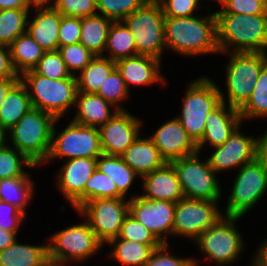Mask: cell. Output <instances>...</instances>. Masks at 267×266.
I'll return each mask as SVG.
<instances>
[{
	"instance_id": "cell-1",
	"label": "cell",
	"mask_w": 267,
	"mask_h": 266,
	"mask_svg": "<svg viewBox=\"0 0 267 266\" xmlns=\"http://www.w3.org/2000/svg\"><path fill=\"white\" fill-rule=\"evenodd\" d=\"M165 45L185 55L219 52L215 13L205 18L165 17Z\"/></svg>"
},
{
	"instance_id": "cell-2",
	"label": "cell",
	"mask_w": 267,
	"mask_h": 266,
	"mask_svg": "<svg viewBox=\"0 0 267 266\" xmlns=\"http://www.w3.org/2000/svg\"><path fill=\"white\" fill-rule=\"evenodd\" d=\"M215 15L219 52H226L231 44L235 47L233 52L266 53V14L215 13Z\"/></svg>"
},
{
	"instance_id": "cell-3",
	"label": "cell",
	"mask_w": 267,
	"mask_h": 266,
	"mask_svg": "<svg viewBox=\"0 0 267 266\" xmlns=\"http://www.w3.org/2000/svg\"><path fill=\"white\" fill-rule=\"evenodd\" d=\"M57 121L52 115L31 108L9 131L15 149L23 153L34 165L46 161Z\"/></svg>"
},
{
	"instance_id": "cell-4",
	"label": "cell",
	"mask_w": 267,
	"mask_h": 266,
	"mask_svg": "<svg viewBox=\"0 0 267 266\" xmlns=\"http://www.w3.org/2000/svg\"><path fill=\"white\" fill-rule=\"evenodd\" d=\"M21 75L23 76L20 81L33 90L32 94L28 93L32 107L52 115L57 120L76 101L78 88L74 72L69 78L58 80L37 74L33 69Z\"/></svg>"
},
{
	"instance_id": "cell-5",
	"label": "cell",
	"mask_w": 267,
	"mask_h": 266,
	"mask_svg": "<svg viewBox=\"0 0 267 266\" xmlns=\"http://www.w3.org/2000/svg\"><path fill=\"white\" fill-rule=\"evenodd\" d=\"M122 22L133 35L137 55L161 58L162 51L166 47L165 16L157 0H148Z\"/></svg>"
},
{
	"instance_id": "cell-6",
	"label": "cell",
	"mask_w": 267,
	"mask_h": 266,
	"mask_svg": "<svg viewBox=\"0 0 267 266\" xmlns=\"http://www.w3.org/2000/svg\"><path fill=\"white\" fill-rule=\"evenodd\" d=\"M177 120L197 144L203 137L208 114L225 102L219 88L209 79L200 78L190 84Z\"/></svg>"
},
{
	"instance_id": "cell-7",
	"label": "cell",
	"mask_w": 267,
	"mask_h": 266,
	"mask_svg": "<svg viewBox=\"0 0 267 266\" xmlns=\"http://www.w3.org/2000/svg\"><path fill=\"white\" fill-rule=\"evenodd\" d=\"M266 63L264 52H232L226 68L229 106L239 110L247 102Z\"/></svg>"
},
{
	"instance_id": "cell-8",
	"label": "cell",
	"mask_w": 267,
	"mask_h": 266,
	"mask_svg": "<svg viewBox=\"0 0 267 266\" xmlns=\"http://www.w3.org/2000/svg\"><path fill=\"white\" fill-rule=\"evenodd\" d=\"M52 244L47 245L48 260L63 266L70 258L84 261L95 254L102 246L88 222L71 226L51 237Z\"/></svg>"
},
{
	"instance_id": "cell-9",
	"label": "cell",
	"mask_w": 267,
	"mask_h": 266,
	"mask_svg": "<svg viewBox=\"0 0 267 266\" xmlns=\"http://www.w3.org/2000/svg\"><path fill=\"white\" fill-rule=\"evenodd\" d=\"M198 152L171 161L184 197L208 201L220 199V186L208 161L200 162Z\"/></svg>"
},
{
	"instance_id": "cell-10",
	"label": "cell",
	"mask_w": 267,
	"mask_h": 266,
	"mask_svg": "<svg viewBox=\"0 0 267 266\" xmlns=\"http://www.w3.org/2000/svg\"><path fill=\"white\" fill-rule=\"evenodd\" d=\"M55 133L53 126L51 147L46 161L56 157L97 159L103 154L97 127L80 125L72 121L57 138Z\"/></svg>"
},
{
	"instance_id": "cell-11",
	"label": "cell",
	"mask_w": 267,
	"mask_h": 266,
	"mask_svg": "<svg viewBox=\"0 0 267 266\" xmlns=\"http://www.w3.org/2000/svg\"><path fill=\"white\" fill-rule=\"evenodd\" d=\"M85 215L91 229L104 244L118 237L121 226L129 214V200L124 198L93 199L84 203L78 210Z\"/></svg>"
},
{
	"instance_id": "cell-12",
	"label": "cell",
	"mask_w": 267,
	"mask_h": 266,
	"mask_svg": "<svg viewBox=\"0 0 267 266\" xmlns=\"http://www.w3.org/2000/svg\"><path fill=\"white\" fill-rule=\"evenodd\" d=\"M238 216L221 217L212 227L197 239L200 249L217 264H230L238 257L243 248V241L234 227ZM226 219V220H225Z\"/></svg>"
},
{
	"instance_id": "cell-13",
	"label": "cell",
	"mask_w": 267,
	"mask_h": 266,
	"mask_svg": "<svg viewBox=\"0 0 267 266\" xmlns=\"http://www.w3.org/2000/svg\"><path fill=\"white\" fill-rule=\"evenodd\" d=\"M266 189L267 178L257 160L241 166L229 197L226 216L242 217L260 200Z\"/></svg>"
},
{
	"instance_id": "cell-14",
	"label": "cell",
	"mask_w": 267,
	"mask_h": 266,
	"mask_svg": "<svg viewBox=\"0 0 267 266\" xmlns=\"http://www.w3.org/2000/svg\"><path fill=\"white\" fill-rule=\"evenodd\" d=\"M216 202L186 197L176 202L173 233L197 239L223 217Z\"/></svg>"
},
{
	"instance_id": "cell-15",
	"label": "cell",
	"mask_w": 267,
	"mask_h": 266,
	"mask_svg": "<svg viewBox=\"0 0 267 266\" xmlns=\"http://www.w3.org/2000/svg\"><path fill=\"white\" fill-rule=\"evenodd\" d=\"M175 207L176 203L171 201L148 200L135 195L129 200V214L163 244H167V234H173Z\"/></svg>"
},
{
	"instance_id": "cell-16",
	"label": "cell",
	"mask_w": 267,
	"mask_h": 266,
	"mask_svg": "<svg viewBox=\"0 0 267 266\" xmlns=\"http://www.w3.org/2000/svg\"><path fill=\"white\" fill-rule=\"evenodd\" d=\"M140 121L125 110H118L98 127L103 154L120 156L139 136Z\"/></svg>"
},
{
	"instance_id": "cell-17",
	"label": "cell",
	"mask_w": 267,
	"mask_h": 266,
	"mask_svg": "<svg viewBox=\"0 0 267 266\" xmlns=\"http://www.w3.org/2000/svg\"><path fill=\"white\" fill-rule=\"evenodd\" d=\"M238 129L239 127L224 144L216 146L215 152L207 160L215 172L238 165L243 166L256 160L259 139L246 137Z\"/></svg>"
},
{
	"instance_id": "cell-18",
	"label": "cell",
	"mask_w": 267,
	"mask_h": 266,
	"mask_svg": "<svg viewBox=\"0 0 267 266\" xmlns=\"http://www.w3.org/2000/svg\"><path fill=\"white\" fill-rule=\"evenodd\" d=\"M59 175V187L71 205L78 210L85 203V186L97 167L96 158L68 159Z\"/></svg>"
},
{
	"instance_id": "cell-19",
	"label": "cell",
	"mask_w": 267,
	"mask_h": 266,
	"mask_svg": "<svg viewBox=\"0 0 267 266\" xmlns=\"http://www.w3.org/2000/svg\"><path fill=\"white\" fill-rule=\"evenodd\" d=\"M150 139L168 163L198 152L197 144L187 134L177 118L163 124L153 136H150Z\"/></svg>"
},
{
	"instance_id": "cell-20",
	"label": "cell",
	"mask_w": 267,
	"mask_h": 266,
	"mask_svg": "<svg viewBox=\"0 0 267 266\" xmlns=\"http://www.w3.org/2000/svg\"><path fill=\"white\" fill-rule=\"evenodd\" d=\"M225 102L211 111L206 120L202 139L197 143L198 153L202 146L209 141L211 146L216 147L224 144L242 121L238 109L228 106Z\"/></svg>"
},
{
	"instance_id": "cell-21",
	"label": "cell",
	"mask_w": 267,
	"mask_h": 266,
	"mask_svg": "<svg viewBox=\"0 0 267 266\" xmlns=\"http://www.w3.org/2000/svg\"><path fill=\"white\" fill-rule=\"evenodd\" d=\"M142 178L144 179L143 189L147 192L141 195L142 198L176 203L184 197L177 172L171 163L167 162L163 167Z\"/></svg>"
},
{
	"instance_id": "cell-22",
	"label": "cell",
	"mask_w": 267,
	"mask_h": 266,
	"mask_svg": "<svg viewBox=\"0 0 267 266\" xmlns=\"http://www.w3.org/2000/svg\"><path fill=\"white\" fill-rule=\"evenodd\" d=\"M37 9L38 13L26 31L46 52L57 51L62 14L52 6L37 5Z\"/></svg>"
},
{
	"instance_id": "cell-23",
	"label": "cell",
	"mask_w": 267,
	"mask_h": 266,
	"mask_svg": "<svg viewBox=\"0 0 267 266\" xmlns=\"http://www.w3.org/2000/svg\"><path fill=\"white\" fill-rule=\"evenodd\" d=\"M160 62V59L151 56L135 55L120 59L115 64L128 88L130 84L148 85L162 80Z\"/></svg>"
},
{
	"instance_id": "cell-24",
	"label": "cell",
	"mask_w": 267,
	"mask_h": 266,
	"mask_svg": "<svg viewBox=\"0 0 267 266\" xmlns=\"http://www.w3.org/2000/svg\"><path fill=\"white\" fill-rule=\"evenodd\" d=\"M120 156L141 177L167 163L150 137L149 139L137 137Z\"/></svg>"
},
{
	"instance_id": "cell-25",
	"label": "cell",
	"mask_w": 267,
	"mask_h": 266,
	"mask_svg": "<svg viewBox=\"0 0 267 266\" xmlns=\"http://www.w3.org/2000/svg\"><path fill=\"white\" fill-rule=\"evenodd\" d=\"M75 103L78 105V113L73 122L90 127L98 128L109 121L118 110H124L116 105L114 114H111L109 105L112 104L105 101L97 93L78 92Z\"/></svg>"
},
{
	"instance_id": "cell-26",
	"label": "cell",
	"mask_w": 267,
	"mask_h": 266,
	"mask_svg": "<svg viewBox=\"0 0 267 266\" xmlns=\"http://www.w3.org/2000/svg\"><path fill=\"white\" fill-rule=\"evenodd\" d=\"M28 86L19 81L7 94L0 107V125L10 130L31 109Z\"/></svg>"
},
{
	"instance_id": "cell-27",
	"label": "cell",
	"mask_w": 267,
	"mask_h": 266,
	"mask_svg": "<svg viewBox=\"0 0 267 266\" xmlns=\"http://www.w3.org/2000/svg\"><path fill=\"white\" fill-rule=\"evenodd\" d=\"M112 22V19L101 16L99 13L81 18L80 43L96 56L103 55Z\"/></svg>"
},
{
	"instance_id": "cell-28",
	"label": "cell",
	"mask_w": 267,
	"mask_h": 266,
	"mask_svg": "<svg viewBox=\"0 0 267 266\" xmlns=\"http://www.w3.org/2000/svg\"><path fill=\"white\" fill-rule=\"evenodd\" d=\"M47 261V245L31 246L15 241L0 251V266H43Z\"/></svg>"
},
{
	"instance_id": "cell-29",
	"label": "cell",
	"mask_w": 267,
	"mask_h": 266,
	"mask_svg": "<svg viewBox=\"0 0 267 266\" xmlns=\"http://www.w3.org/2000/svg\"><path fill=\"white\" fill-rule=\"evenodd\" d=\"M12 63L18 74L32 70L46 52L25 32L9 45Z\"/></svg>"
},
{
	"instance_id": "cell-30",
	"label": "cell",
	"mask_w": 267,
	"mask_h": 266,
	"mask_svg": "<svg viewBox=\"0 0 267 266\" xmlns=\"http://www.w3.org/2000/svg\"><path fill=\"white\" fill-rule=\"evenodd\" d=\"M115 68L116 64L111 59L103 57V55L95 56L80 72V77H76L78 92L97 93Z\"/></svg>"
},
{
	"instance_id": "cell-31",
	"label": "cell",
	"mask_w": 267,
	"mask_h": 266,
	"mask_svg": "<svg viewBox=\"0 0 267 266\" xmlns=\"http://www.w3.org/2000/svg\"><path fill=\"white\" fill-rule=\"evenodd\" d=\"M114 245L111 256L118 262L125 265L143 266L150 258L153 251L161 245H144L139 242H133L122 239L119 236L107 242Z\"/></svg>"
},
{
	"instance_id": "cell-32",
	"label": "cell",
	"mask_w": 267,
	"mask_h": 266,
	"mask_svg": "<svg viewBox=\"0 0 267 266\" xmlns=\"http://www.w3.org/2000/svg\"><path fill=\"white\" fill-rule=\"evenodd\" d=\"M101 158V159H100ZM101 173L107 174L116 184L118 192L124 197L138 174L131 169L121 156L102 154L97 158V167Z\"/></svg>"
},
{
	"instance_id": "cell-33",
	"label": "cell",
	"mask_w": 267,
	"mask_h": 266,
	"mask_svg": "<svg viewBox=\"0 0 267 266\" xmlns=\"http://www.w3.org/2000/svg\"><path fill=\"white\" fill-rule=\"evenodd\" d=\"M105 49L111 53L109 59L116 62L137 55L136 45L131 31L121 21H113L106 40Z\"/></svg>"
},
{
	"instance_id": "cell-34",
	"label": "cell",
	"mask_w": 267,
	"mask_h": 266,
	"mask_svg": "<svg viewBox=\"0 0 267 266\" xmlns=\"http://www.w3.org/2000/svg\"><path fill=\"white\" fill-rule=\"evenodd\" d=\"M33 182L29 175L0 180V200L16 206L25 214V207L32 197Z\"/></svg>"
},
{
	"instance_id": "cell-35",
	"label": "cell",
	"mask_w": 267,
	"mask_h": 266,
	"mask_svg": "<svg viewBox=\"0 0 267 266\" xmlns=\"http://www.w3.org/2000/svg\"><path fill=\"white\" fill-rule=\"evenodd\" d=\"M30 8L0 10V45L9 46L25 31Z\"/></svg>"
},
{
	"instance_id": "cell-36",
	"label": "cell",
	"mask_w": 267,
	"mask_h": 266,
	"mask_svg": "<svg viewBox=\"0 0 267 266\" xmlns=\"http://www.w3.org/2000/svg\"><path fill=\"white\" fill-rule=\"evenodd\" d=\"M238 111L242 119L267 116V63L259 73L250 98Z\"/></svg>"
},
{
	"instance_id": "cell-37",
	"label": "cell",
	"mask_w": 267,
	"mask_h": 266,
	"mask_svg": "<svg viewBox=\"0 0 267 266\" xmlns=\"http://www.w3.org/2000/svg\"><path fill=\"white\" fill-rule=\"evenodd\" d=\"M124 198L119 192L115 182L97 168L88 179L85 186V203L93 199Z\"/></svg>"
},
{
	"instance_id": "cell-38",
	"label": "cell",
	"mask_w": 267,
	"mask_h": 266,
	"mask_svg": "<svg viewBox=\"0 0 267 266\" xmlns=\"http://www.w3.org/2000/svg\"><path fill=\"white\" fill-rule=\"evenodd\" d=\"M16 150V151H15ZM22 162L28 168L36 167L23 153L15 148L5 146L0 149V180L6 178L23 177L26 173L22 169Z\"/></svg>"
},
{
	"instance_id": "cell-39",
	"label": "cell",
	"mask_w": 267,
	"mask_h": 266,
	"mask_svg": "<svg viewBox=\"0 0 267 266\" xmlns=\"http://www.w3.org/2000/svg\"><path fill=\"white\" fill-rule=\"evenodd\" d=\"M148 0H96L97 10L113 21H122Z\"/></svg>"
},
{
	"instance_id": "cell-40",
	"label": "cell",
	"mask_w": 267,
	"mask_h": 266,
	"mask_svg": "<svg viewBox=\"0 0 267 266\" xmlns=\"http://www.w3.org/2000/svg\"><path fill=\"white\" fill-rule=\"evenodd\" d=\"M33 70L37 74L55 80L69 78L72 75L58 50L45 52Z\"/></svg>"
},
{
	"instance_id": "cell-41",
	"label": "cell",
	"mask_w": 267,
	"mask_h": 266,
	"mask_svg": "<svg viewBox=\"0 0 267 266\" xmlns=\"http://www.w3.org/2000/svg\"><path fill=\"white\" fill-rule=\"evenodd\" d=\"M119 237L144 245H162L146 227L128 214L121 226Z\"/></svg>"
},
{
	"instance_id": "cell-42",
	"label": "cell",
	"mask_w": 267,
	"mask_h": 266,
	"mask_svg": "<svg viewBox=\"0 0 267 266\" xmlns=\"http://www.w3.org/2000/svg\"><path fill=\"white\" fill-rule=\"evenodd\" d=\"M97 94L113 106L128 97L129 88L126 87L117 68L105 79V82L100 86Z\"/></svg>"
},
{
	"instance_id": "cell-43",
	"label": "cell",
	"mask_w": 267,
	"mask_h": 266,
	"mask_svg": "<svg viewBox=\"0 0 267 266\" xmlns=\"http://www.w3.org/2000/svg\"><path fill=\"white\" fill-rule=\"evenodd\" d=\"M58 51L69 72L72 69L82 71L96 56L81 43L59 46Z\"/></svg>"
},
{
	"instance_id": "cell-44",
	"label": "cell",
	"mask_w": 267,
	"mask_h": 266,
	"mask_svg": "<svg viewBox=\"0 0 267 266\" xmlns=\"http://www.w3.org/2000/svg\"><path fill=\"white\" fill-rule=\"evenodd\" d=\"M52 7L62 16L88 17L98 14L96 0H56Z\"/></svg>"
},
{
	"instance_id": "cell-45",
	"label": "cell",
	"mask_w": 267,
	"mask_h": 266,
	"mask_svg": "<svg viewBox=\"0 0 267 266\" xmlns=\"http://www.w3.org/2000/svg\"><path fill=\"white\" fill-rule=\"evenodd\" d=\"M223 8L215 13L265 14L264 0H219Z\"/></svg>"
},
{
	"instance_id": "cell-46",
	"label": "cell",
	"mask_w": 267,
	"mask_h": 266,
	"mask_svg": "<svg viewBox=\"0 0 267 266\" xmlns=\"http://www.w3.org/2000/svg\"><path fill=\"white\" fill-rule=\"evenodd\" d=\"M165 17H192L199 0H157Z\"/></svg>"
},
{
	"instance_id": "cell-47",
	"label": "cell",
	"mask_w": 267,
	"mask_h": 266,
	"mask_svg": "<svg viewBox=\"0 0 267 266\" xmlns=\"http://www.w3.org/2000/svg\"><path fill=\"white\" fill-rule=\"evenodd\" d=\"M81 18L62 16L59 27V46L80 43Z\"/></svg>"
},
{
	"instance_id": "cell-48",
	"label": "cell",
	"mask_w": 267,
	"mask_h": 266,
	"mask_svg": "<svg viewBox=\"0 0 267 266\" xmlns=\"http://www.w3.org/2000/svg\"><path fill=\"white\" fill-rule=\"evenodd\" d=\"M167 247L168 243L155 249L143 266H196V260L172 257L166 252Z\"/></svg>"
},
{
	"instance_id": "cell-49",
	"label": "cell",
	"mask_w": 267,
	"mask_h": 266,
	"mask_svg": "<svg viewBox=\"0 0 267 266\" xmlns=\"http://www.w3.org/2000/svg\"><path fill=\"white\" fill-rule=\"evenodd\" d=\"M6 214L8 215L6 216ZM24 217L25 214L19 208L0 200V229L18 232L19 225Z\"/></svg>"
},
{
	"instance_id": "cell-50",
	"label": "cell",
	"mask_w": 267,
	"mask_h": 266,
	"mask_svg": "<svg viewBox=\"0 0 267 266\" xmlns=\"http://www.w3.org/2000/svg\"><path fill=\"white\" fill-rule=\"evenodd\" d=\"M9 46L0 45V78H20L14 65L12 63V57Z\"/></svg>"
},
{
	"instance_id": "cell-51",
	"label": "cell",
	"mask_w": 267,
	"mask_h": 266,
	"mask_svg": "<svg viewBox=\"0 0 267 266\" xmlns=\"http://www.w3.org/2000/svg\"><path fill=\"white\" fill-rule=\"evenodd\" d=\"M256 160L261 164L263 172L267 178V135L264 134L259 138L257 145V155Z\"/></svg>"
},
{
	"instance_id": "cell-52",
	"label": "cell",
	"mask_w": 267,
	"mask_h": 266,
	"mask_svg": "<svg viewBox=\"0 0 267 266\" xmlns=\"http://www.w3.org/2000/svg\"><path fill=\"white\" fill-rule=\"evenodd\" d=\"M21 78H0V107L10 90Z\"/></svg>"
},
{
	"instance_id": "cell-53",
	"label": "cell",
	"mask_w": 267,
	"mask_h": 266,
	"mask_svg": "<svg viewBox=\"0 0 267 266\" xmlns=\"http://www.w3.org/2000/svg\"><path fill=\"white\" fill-rule=\"evenodd\" d=\"M34 3L32 0H0L1 9L30 8Z\"/></svg>"
},
{
	"instance_id": "cell-54",
	"label": "cell",
	"mask_w": 267,
	"mask_h": 266,
	"mask_svg": "<svg viewBox=\"0 0 267 266\" xmlns=\"http://www.w3.org/2000/svg\"><path fill=\"white\" fill-rule=\"evenodd\" d=\"M17 232L0 229V251L8 248L16 241Z\"/></svg>"
},
{
	"instance_id": "cell-55",
	"label": "cell",
	"mask_w": 267,
	"mask_h": 266,
	"mask_svg": "<svg viewBox=\"0 0 267 266\" xmlns=\"http://www.w3.org/2000/svg\"><path fill=\"white\" fill-rule=\"evenodd\" d=\"M255 257L253 266H267V240L261 245Z\"/></svg>"
},
{
	"instance_id": "cell-56",
	"label": "cell",
	"mask_w": 267,
	"mask_h": 266,
	"mask_svg": "<svg viewBox=\"0 0 267 266\" xmlns=\"http://www.w3.org/2000/svg\"><path fill=\"white\" fill-rule=\"evenodd\" d=\"M6 132L7 130L0 125V149L7 146L5 145Z\"/></svg>"
},
{
	"instance_id": "cell-57",
	"label": "cell",
	"mask_w": 267,
	"mask_h": 266,
	"mask_svg": "<svg viewBox=\"0 0 267 266\" xmlns=\"http://www.w3.org/2000/svg\"><path fill=\"white\" fill-rule=\"evenodd\" d=\"M33 1V3H34V5H35V7L37 6V5H45L46 6V2L48 3V1H50V0H32Z\"/></svg>"
},
{
	"instance_id": "cell-58",
	"label": "cell",
	"mask_w": 267,
	"mask_h": 266,
	"mask_svg": "<svg viewBox=\"0 0 267 266\" xmlns=\"http://www.w3.org/2000/svg\"><path fill=\"white\" fill-rule=\"evenodd\" d=\"M43 266H59V265H56L54 262L48 260Z\"/></svg>"
},
{
	"instance_id": "cell-59",
	"label": "cell",
	"mask_w": 267,
	"mask_h": 266,
	"mask_svg": "<svg viewBox=\"0 0 267 266\" xmlns=\"http://www.w3.org/2000/svg\"><path fill=\"white\" fill-rule=\"evenodd\" d=\"M265 14L267 15V0H264Z\"/></svg>"
}]
</instances>
